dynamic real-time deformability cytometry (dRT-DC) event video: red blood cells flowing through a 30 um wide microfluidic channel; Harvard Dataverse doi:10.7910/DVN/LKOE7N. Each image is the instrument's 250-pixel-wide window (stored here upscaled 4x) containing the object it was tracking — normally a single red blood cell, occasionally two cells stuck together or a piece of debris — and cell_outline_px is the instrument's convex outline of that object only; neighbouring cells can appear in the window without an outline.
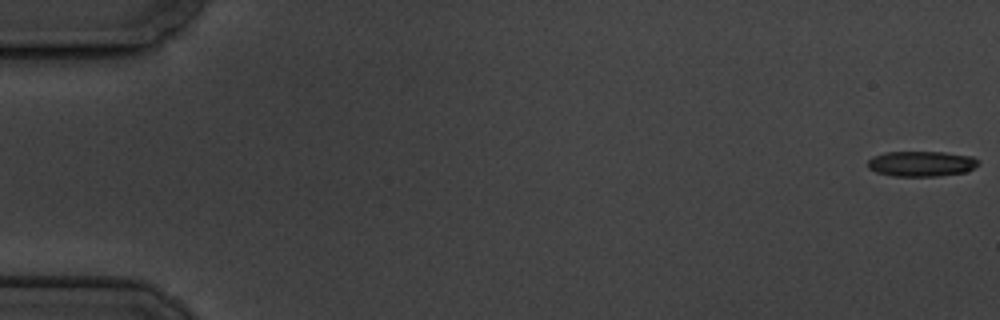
{"species": "common noctule bat (a hibernating species)", "species_latin": "Nyctalus noctula", "temperature_condition": "cold", "stored_images_in_passage": 5, "camera_frame_rate_fps": 3000, "um_per_image_px": 0.085, "animal": {"sex": "male", "body_mass_g": 19.5, "forearm_length_mm": 54.6}, "frame": {"image": 1, "passage_image": 1, "time_ms": 0.0, "image_size_px": [1000, 320], "cell_outline_px": [[980, 164], [964, 172], [936, 176], [892, 176], [876, 172], [868, 168], [868, 160], [872, 156], [884, 152], [944, 152], [972, 156], [980, 160]], "centroid_in_image_um": [78.3, 13.91], "position_along_channel_um": 6.7, "area_um2": 16.42}}
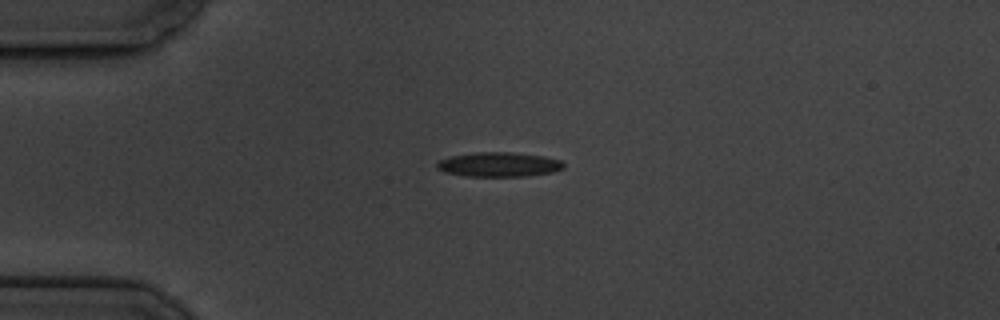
{"frame": {"image": 2, "passage_image": 5, "time_ms": 4.667, "image_size_px": [1000, 320], "cell_outline_px": [[564, 168], [552, 172], [528, 176], [464, 176], [444, 172], [436, 168], [436, 164], [440, 160], [448, 156], [476, 152], [512, 152], [544, 156], [560, 160], [564, 164]], "centroid_in_image_um": [42.38, 13.98], "position_along_channel_um": 42.6, "area_um2": 18.21}}